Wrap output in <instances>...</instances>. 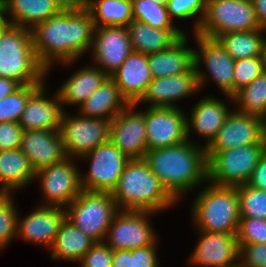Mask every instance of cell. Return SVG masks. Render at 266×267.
<instances>
[{
    "mask_svg": "<svg viewBox=\"0 0 266 267\" xmlns=\"http://www.w3.org/2000/svg\"><path fill=\"white\" fill-rule=\"evenodd\" d=\"M112 267H133V249L113 250Z\"/></svg>",
    "mask_w": 266,
    "mask_h": 267,
    "instance_id": "7dc6e473",
    "label": "cell"
},
{
    "mask_svg": "<svg viewBox=\"0 0 266 267\" xmlns=\"http://www.w3.org/2000/svg\"><path fill=\"white\" fill-rule=\"evenodd\" d=\"M262 30L252 0H215L206 5L199 35L217 39L229 32Z\"/></svg>",
    "mask_w": 266,
    "mask_h": 267,
    "instance_id": "ba28073f",
    "label": "cell"
},
{
    "mask_svg": "<svg viewBox=\"0 0 266 267\" xmlns=\"http://www.w3.org/2000/svg\"><path fill=\"white\" fill-rule=\"evenodd\" d=\"M265 30L229 32L220 35L217 40L234 59L254 58L261 55Z\"/></svg>",
    "mask_w": 266,
    "mask_h": 267,
    "instance_id": "d6a6232c",
    "label": "cell"
},
{
    "mask_svg": "<svg viewBox=\"0 0 266 267\" xmlns=\"http://www.w3.org/2000/svg\"><path fill=\"white\" fill-rule=\"evenodd\" d=\"M143 111L147 149L170 147L187 140L186 119L178 107H149Z\"/></svg>",
    "mask_w": 266,
    "mask_h": 267,
    "instance_id": "9a60e30c",
    "label": "cell"
},
{
    "mask_svg": "<svg viewBox=\"0 0 266 267\" xmlns=\"http://www.w3.org/2000/svg\"><path fill=\"white\" fill-rule=\"evenodd\" d=\"M132 16L134 20L148 24L160 30H180L173 25L166 5H161L150 0H131Z\"/></svg>",
    "mask_w": 266,
    "mask_h": 267,
    "instance_id": "e575fe53",
    "label": "cell"
},
{
    "mask_svg": "<svg viewBox=\"0 0 266 267\" xmlns=\"http://www.w3.org/2000/svg\"><path fill=\"white\" fill-rule=\"evenodd\" d=\"M65 219L64 207L37 206L28 216L18 217L17 236L50 249Z\"/></svg>",
    "mask_w": 266,
    "mask_h": 267,
    "instance_id": "ffe728a7",
    "label": "cell"
},
{
    "mask_svg": "<svg viewBox=\"0 0 266 267\" xmlns=\"http://www.w3.org/2000/svg\"><path fill=\"white\" fill-rule=\"evenodd\" d=\"M156 245L133 249V267H159Z\"/></svg>",
    "mask_w": 266,
    "mask_h": 267,
    "instance_id": "f6af8a7d",
    "label": "cell"
},
{
    "mask_svg": "<svg viewBox=\"0 0 266 267\" xmlns=\"http://www.w3.org/2000/svg\"><path fill=\"white\" fill-rule=\"evenodd\" d=\"M166 6L171 19L174 17V19L186 20L195 18L197 15L193 33L198 31L206 10V4L203 0H168Z\"/></svg>",
    "mask_w": 266,
    "mask_h": 267,
    "instance_id": "f35d334b",
    "label": "cell"
},
{
    "mask_svg": "<svg viewBox=\"0 0 266 267\" xmlns=\"http://www.w3.org/2000/svg\"><path fill=\"white\" fill-rule=\"evenodd\" d=\"M42 84L21 85L14 92L0 99V122L18 123L29 97Z\"/></svg>",
    "mask_w": 266,
    "mask_h": 267,
    "instance_id": "d590c367",
    "label": "cell"
},
{
    "mask_svg": "<svg viewBox=\"0 0 266 267\" xmlns=\"http://www.w3.org/2000/svg\"><path fill=\"white\" fill-rule=\"evenodd\" d=\"M203 1H204V3L207 5L208 3L213 2V1H215V0H203Z\"/></svg>",
    "mask_w": 266,
    "mask_h": 267,
    "instance_id": "11a10c76",
    "label": "cell"
},
{
    "mask_svg": "<svg viewBox=\"0 0 266 267\" xmlns=\"http://www.w3.org/2000/svg\"><path fill=\"white\" fill-rule=\"evenodd\" d=\"M240 217L266 219V191L243 184L237 186Z\"/></svg>",
    "mask_w": 266,
    "mask_h": 267,
    "instance_id": "8d00e7d4",
    "label": "cell"
},
{
    "mask_svg": "<svg viewBox=\"0 0 266 267\" xmlns=\"http://www.w3.org/2000/svg\"><path fill=\"white\" fill-rule=\"evenodd\" d=\"M113 250L103 241L96 242L80 260L81 267H112Z\"/></svg>",
    "mask_w": 266,
    "mask_h": 267,
    "instance_id": "7bdbcfd3",
    "label": "cell"
},
{
    "mask_svg": "<svg viewBox=\"0 0 266 267\" xmlns=\"http://www.w3.org/2000/svg\"><path fill=\"white\" fill-rule=\"evenodd\" d=\"M9 21L7 20V18L4 16L3 10H2V6L0 3V34L2 33V31L9 25Z\"/></svg>",
    "mask_w": 266,
    "mask_h": 267,
    "instance_id": "816d5d0a",
    "label": "cell"
},
{
    "mask_svg": "<svg viewBox=\"0 0 266 267\" xmlns=\"http://www.w3.org/2000/svg\"><path fill=\"white\" fill-rule=\"evenodd\" d=\"M119 211L111 192L82 190L65 208L66 219L96 242H103Z\"/></svg>",
    "mask_w": 266,
    "mask_h": 267,
    "instance_id": "52a82bcc",
    "label": "cell"
},
{
    "mask_svg": "<svg viewBox=\"0 0 266 267\" xmlns=\"http://www.w3.org/2000/svg\"><path fill=\"white\" fill-rule=\"evenodd\" d=\"M136 106L128 104L110 123V142L129 159H142L148 151L144 113L133 111Z\"/></svg>",
    "mask_w": 266,
    "mask_h": 267,
    "instance_id": "2e32d148",
    "label": "cell"
},
{
    "mask_svg": "<svg viewBox=\"0 0 266 267\" xmlns=\"http://www.w3.org/2000/svg\"><path fill=\"white\" fill-rule=\"evenodd\" d=\"M233 110L210 144L205 147L206 151H225L252 144H266V121L259 116Z\"/></svg>",
    "mask_w": 266,
    "mask_h": 267,
    "instance_id": "5bb4252c",
    "label": "cell"
},
{
    "mask_svg": "<svg viewBox=\"0 0 266 267\" xmlns=\"http://www.w3.org/2000/svg\"><path fill=\"white\" fill-rule=\"evenodd\" d=\"M129 103L121 95L114 81L108 77L79 107L84 117L111 121Z\"/></svg>",
    "mask_w": 266,
    "mask_h": 267,
    "instance_id": "4316f807",
    "label": "cell"
},
{
    "mask_svg": "<svg viewBox=\"0 0 266 267\" xmlns=\"http://www.w3.org/2000/svg\"><path fill=\"white\" fill-rule=\"evenodd\" d=\"M81 158L91 161L88 172L80 175L82 190L98 192H112L130 160L110 140Z\"/></svg>",
    "mask_w": 266,
    "mask_h": 267,
    "instance_id": "30bf717a",
    "label": "cell"
},
{
    "mask_svg": "<svg viewBox=\"0 0 266 267\" xmlns=\"http://www.w3.org/2000/svg\"><path fill=\"white\" fill-rule=\"evenodd\" d=\"M21 85L9 78L0 77V99L5 98Z\"/></svg>",
    "mask_w": 266,
    "mask_h": 267,
    "instance_id": "681fc988",
    "label": "cell"
},
{
    "mask_svg": "<svg viewBox=\"0 0 266 267\" xmlns=\"http://www.w3.org/2000/svg\"><path fill=\"white\" fill-rule=\"evenodd\" d=\"M4 15L11 25L33 29L37 24L56 16L64 8L56 0H0Z\"/></svg>",
    "mask_w": 266,
    "mask_h": 267,
    "instance_id": "d4e9b609",
    "label": "cell"
},
{
    "mask_svg": "<svg viewBox=\"0 0 266 267\" xmlns=\"http://www.w3.org/2000/svg\"><path fill=\"white\" fill-rule=\"evenodd\" d=\"M264 72L260 56L235 60L233 96Z\"/></svg>",
    "mask_w": 266,
    "mask_h": 267,
    "instance_id": "ab89813d",
    "label": "cell"
},
{
    "mask_svg": "<svg viewBox=\"0 0 266 267\" xmlns=\"http://www.w3.org/2000/svg\"><path fill=\"white\" fill-rule=\"evenodd\" d=\"M260 29L266 31V0H252Z\"/></svg>",
    "mask_w": 266,
    "mask_h": 267,
    "instance_id": "c3c4849f",
    "label": "cell"
},
{
    "mask_svg": "<svg viewBox=\"0 0 266 267\" xmlns=\"http://www.w3.org/2000/svg\"><path fill=\"white\" fill-rule=\"evenodd\" d=\"M237 243H266V219L240 217Z\"/></svg>",
    "mask_w": 266,
    "mask_h": 267,
    "instance_id": "60d3db41",
    "label": "cell"
},
{
    "mask_svg": "<svg viewBox=\"0 0 266 267\" xmlns=\"http://www.w3.org/2000/svg\"><path fill=\"white\" fill-rule=\"evenodd\" d=\"M151 2H155L161 5H166L168 0H150Z\"/></svg>",
    "mask_w": 266,
    "mask_h": 267,
    "instance_id": "db71d44e",
    "label": "cell"
},
{
    "mask_svg": "<svg viewBox=\"0 0 266 267\" xmlns=\"http://www.w3.org/2000/svg\"><path fill=\"white\" fill-rule=\"evenodd\" d=\"M11 194L0 192V250L17 236L18 211Z\"/></svg>",
    "mask_w": 266,
    "mask_h": 267,
    "instance_id": "74e56055",
    "label": "cell"
},
{
    "mask_svg": "<svg viewBox=\"0 0 266 267\" xmlns=\"http://www.w3.org/2000/svg\"><path fill=\"white\" fill-rule=\"evenodd\" d=\"M91 49L95 67L110 76L133 51L127 27H95Z\"/></svg>",
    "mask_w": 266,
    "mask_h": 267,
    "instance_id": "e0dca14e",
    "label": "cell"
},
{
    "mask_svg": "<svg viewBox=\"0 0 266 267\" xmlns=\"http://www.w3.org/2000/svg\"><path fill=\"white\" fill-rule=\"evenodd\" d=\"M192 207L197 230L237 234L240 221L237 186L210 183L198 194Z\"/></svg>",
    "mask_w": 266,
    "mask_h": 267,
    "instance_id": "5b68a950",
    "label": "cell"
},
{
    "mask_svg": "<svg viewBox=\"0 0 266 267\" xmlns=\"http://www.w3.org/2000/svg\"><path fill=\"white\" fill-rule=\"evenodd\" d=\"M94 20L83 8H64L56 16L31 29L33 48L39 63L49 72L53 62H75L92 46Z\"/></svg>",
    "mask_w": 266,
    "mask_h": 267,
    "instance_id": "6da1fadb",
    "label": "cell"
},
{
    "mask_svg": "<svg viewBox=\"0 0 266 267\" xmlns=\"http://www.w3.org/2000/svg\"><path fill=\"white\" fill-rule=\"evenodd\" d=\"M187 41V35H184L169 49L148 54L153 78L177 76L194 66V49L187 47Z\"/></svg>",
    "mask_w": 266,
    "mask_h": 267,
    "instance_id": "484cf974",
    "label": "cell"
},
{
    "mask_svg": "<svg viewBox=\"0 0 266 267\" xmlns=\"http://www.w3.org/2000/svg\"><path fill=\"white\" fill-rule=\"evenodd\" d=\"M96 243L94 239L85 234L67 219L61 224L55 241L50 247L51 259L64 261H79L84 254Z\"/></svg>",
    "mask_w": 266,
    "mask_h": 267,
    "instance_id": "4dcf8cb0",
    "label": "cell"
},
{
    "mask_svg": "<svg viewBox=\"0 0 266 267\" xmlns=\"http://www.w3.org/2000/svg\"><path fill=\"white\" fill-rule=\"evenodd\" d=\"M20 149L35 172L67 158L59 130H24Z\"/></svg>",
    "mask_w": 266,
    "mask_h": 267,
    "instance_id": "44dd1931",
    "label": "cell"
},
{
    "mask_svg": "<svg viewBox=\"0 0 266 267\" xmlns=\"http://www.w3.org/2000/svg\"><path fill=\"white\" fill-rule=\"evenodd\" d=\"M127 29L133 51L147 55L169 49L185 35L182 30L155 29L134 19Z\"/></svg>",
    "mask_w": 266,
    "mask_h": 267,
    "instance_id": "f1b7e54d",
    "label": "cell"
},
{
    "mask_svg": "<svg viewBox=\"0 0 266 267\" xmlns=\"http://www.w3.org/2000/svg\"><path fill=\"white\" fill-rule=\"evenodd\" d=\"M264 71H266V38L264 37L262 47H261V55H260Z\"/></svg>",
    "mask_w": 266,
    "mask_h": 267,
    "instance_id": "f5cc1de1",
    "label": "cell"
},
{
    "mask_svg": "<svg viewBox=\"0 0 266 267\" xmlns=\"http://www.w3.org/2000/svg\"><path fill=\"white\" fill-rule=\"evenodd\" d=\"M230 112L224 101L214 97H204L193 107L190 119H186L187 139L193 129L197 135L206 138L207 143L203 146H208Z\"/></svg>",
    "mask_w": 266,
    "mask_h": 267,
    "instance_id": "cb8c5ba5",
    "label": "cell"
},
{
    "mask_svg": "<svg viewBox=\"0 0 266 267\" xmlns=\"http://www.w3.org/2000/svg\"><path fill=\"white\" fill-rule=\"evenodd\" d=\"M85 8L95 27H127L133 20L131 0H88Z\"/></svg>",
    "mask_w": 266,
    "mask_h": 267,
    "instance_id": "1f68e13d",
    "label": "cell"
},
{
    "mask_svg": "<svg viewBox=\"0 0 266 267\" xmlns=\"http://www.w3.org/2000/svg\"><path fill=\"white\" fill-rule=\"evenodd\" d=\"M64 111L59 133L67 157L80 158L98 145L109 141V120L101 118L75 116Z\"/></svg>",
    "mask_w": 266,
    "mask_h": 267,
    "instance_id": "9c48e42d",
    "label": "cell"
},
{
    "mask_svg": "<svg viewBox=\"0 0 266 267\" xmlns=\"http://www.w3.org/2000/svg\"><path fill=\"white\" fill-rule=\"evenodd\" d=\"M154 212L119 210L110 224L104 242L112 250H132L156 245L155 231L149 216Z\"/></svg>",
    "mask_w": 266,
    "mask_h": 267,
    "instance_id": "4fadbf2b",
    "label": "cell"
},
{
    "mask_svg": "<svg viewBox=\"0 0 266 267\" xmlns=\"http://www.w3.org/2000/svg\"><path fill=\"white\" fill-rule=\"evenodd\" d=\"M265 152L266 144L206 151L208 181L217 186L229 187L246 184Z\"/></svg>",
    "mask_w": 266,
    "mask_h": 267,
    "instance_id": "8992f818",
    "label": "cell"
},
{
    "mask_svg": "<svg viewBox=\"0 0 266 267\" xmlns=\"http://www.w3.org/2000/svg\"><path fill=\"white\" fill-rule=\"evenodd\" d=\"M23 128L16 122H0V151L20 148Z\"/></svg>",
    "mask_w": 266,
    "mask_h": 267,
    "instance_id": "ee69618b",
    "label": "cell"
},
{
    "mask_svg": "<svg viewBox=\"0 0 266 267\" xmlns=\"http://www.w3.org/2000/svg\"><path fill=\"white\" fill-rule=\"evenodd\" d=\"M143 159L177 201L183 194L208 181L205 147L189 138L175 146L148 150Z\"/></svg>",
    "mask_w": 266,
    "mask_h": 267,
    "instance_id": "7a4b0ae2",
    "label": "cell"
},
{
    "mask_svg": "<svg viewBox=\"0 0 266 267\" xmlns=\"http://www.w3.org/2000/svg\"><path fill=\"white\" fill-rule=\"evenodd\" d=\"M109 77L129 104L137 103L153 80L148 55L132 51Z\"/></svg>",
    "mask_w": 266,
    "mask_h": 267,
    "instance_id": "7402d4cb",
    "label": "cell"
},
{
    "mask_svg": "<svg viewBox=\"0 0 266 267\" xmlns=\"http://www.w3.org/2000/svg\"><path fill=\"white\" fill-rule=\"evenodd\" d=\"M197 71L193 66L188 72L177 76L153 78L136 105L148 103L149 107H177L174 101L198 92Z\"/></svg>",
    "mask_w": 266,
    "mask_h": 267,
    "instance_id": "d6986e66",
    "label": "cell"
},
{
    "mask_svg": "<svg viewBox=\"0 0 266 267\" xmlns=\"http://www.w3.org/2000/svg\"><path fill=\"white\" fill-rule=\"evenodd\" d=\"M233 102L239 113L259 116L266 121V71L239 90L233 96Z\"/></svg>",
    "mask_w": 266,
    "mask_h": 267,
    "instance_id": "836d02e7",
    "label": "cell"
},
{
    "mask_svg": "<svg viewBox=\"0 0 266 267\" xmlns=\"http://www.w3.org/2000/svg\"><path fill=\"white\" fill-rule=\"evenodd\" d=\"M47 73L37 60L31 30L9 24L0 34V77L20 85L43 84Z\"/></svg>",
    "mask_w": 266,
    "mask_h": 267,
    "instance_id": "277c9868",
    "label": "cell"
},
{
    "mask_svg": "<svg viewBox=\"0 0 266 267\" xmlns=\"http://www.w3.org/2000/svg\"><path fill=\"white\" fill-rule=\"evenodd\" d=\"M238 267H266V243L238 244Z\"/></svg>",
    "mask_w": 266,
    "mask_h": 267,
    "instance_id": "b9f144b4",
    "label": "cell"
},
{
    "mask_svg": "<svg viewBox=\"0 0 266 267\" xmlns=\"http://www.w3.org/2000/svg\"><path fill=\"white\" fill-rule=\"evenodd\" d=\"M200 238L190 257L193 265L238 267L237 234L199 231Z\"/></svg>",
    "mask_w": 266,
    "mask_h": 267,
    "instance_id": "ac0fdd59",
    "label": "cell"
},
{
    "mask_svg": "<svg viewBox=\"0 0 266 267\" xmlns=\"http://www.w3.org/2000/svg\"><path fill=\"white\" fill-rule=\"evenodd\" d=\"M29 159L20 148L0 151V192L11 193L35 180Z\"/></svg>",
    "mask_w": 266,
    "mask_h": 267,
    "instance_id": "f546056e",
    "label": "cell"
},
{
    "mask_svg": "<svg viewBox=\"0 0 266 267\" xmlns=\"http://www.w3.org/2000/svg\"><path fill=\"white\" fill-rule=\"evenodd\" d=\"M42 84L28 99L19 124L23 130H59L64 113L58 93L53 98L45 96ZM53 99V100H52Z\"/></svg>",
    "mask_w": 266,
    "mask_h": 267,
    "instance_id": "603a6c76",
    "label": "cell"
},
{
    "mask_svg": "<svg viewBox=\"0 0 266 267\" xmlns=\"http://www.w3.org/2000/svg\"><path fill=\"white\" fill-rule=\"evenodd\" d=\"M73 161L75 158L67 157L35 172L45 198L42 206L66 208L81 193V173Z\"/></svg>",
    "mask_w": 266,
    "mask_h": 267,
    "instance_id": "7c38bea8",
    "label": "cell"
},
{
    "mask_svg": "<svg viewBox=\"0 0 266 267\" xmlns=\"http://www.w3.org/2000/svg\"><path fill=\"white\" fill-rule=\"evenodd\" d=\"M119 210L159 212L178 202L142 159H130L111 192Z\"/></svg>",
    "mask_w": 266,
    "mask_h": 267,
    "instance_id": "3957f363",
    "label": "cell"
},
{
    "mask_svg": "<svg viewBox=\"0 0 266 267\" xmlns=\"http://www.w3.org/2000/svg\"><path fill=\"white\" fill-rule=\"evenodd\" d=\"M248 185L266 191V152L252 172Z\"/></svg>",
    "mask_w": 266,
    "mask_h": 267,
    "instance_id": "bcb514c9",
    "label": "cell"
},
{
    "mask_svg": "<svg viewBox=\"0 0 266 267\" xmlns=\"http://www.w3.org/2000/svg\"><path fill=\"white\" fill-rule=\"evenodd\" d=\"M108 77L93 65L76 70L57 90L62 105H81Z\"/></svg>",
    "mask_w": 266,
    "mask_h": 267,
    "instance_id": "83f0119b",
    "label": "cell"
},
{
    "mask_svg": "<svg viewBox=\"0 0 266 267\" xmlns=\"http://www.w3.org/2000/svg\"><path fill=\"white\" fill-rule=\"evenodd\" d=\"M63 8H83L88 0H56Z\"/></svg>",
    "mask_w": 266,
    "mask_h": 267,
    "instance_id": "f907efd6",
    "label": "cell"
},
{
    "mask_svg": "<svg viewBox=\"0 0 266 267\" xmlns=\"http://www.w3.org/2000/svg\"><path fill=\"white\" fill-rule=\"evenodd\" d=\"M199 51L194 50V67L197 71L199 89L206 82L205 71L200 70L201 63L205 64L207 72L212 76L225 97L233 101V78L235 60L225 51L217 39L194 33ZM202 59V60H201Z\"/></svg>",
    "mask_w": 266,
    "mask_h": 267,
    "instance_id": "8fae6325",
    "label": "cell"
}]
</instances>
